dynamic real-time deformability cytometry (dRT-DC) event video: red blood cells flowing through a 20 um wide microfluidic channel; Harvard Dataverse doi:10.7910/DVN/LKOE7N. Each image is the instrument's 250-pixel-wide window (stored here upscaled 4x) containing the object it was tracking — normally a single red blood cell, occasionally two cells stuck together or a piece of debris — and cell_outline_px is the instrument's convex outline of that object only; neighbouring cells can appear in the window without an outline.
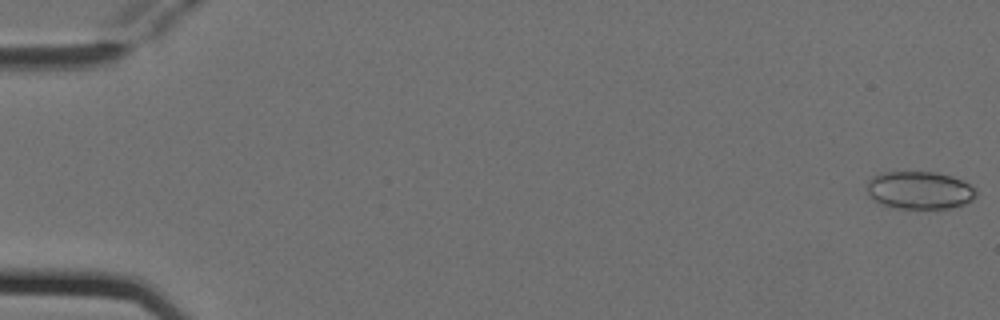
{"species": "Egyptian fruit bat (a non-hibernating species)", "species_latin": "Rousettus aegyptiacus", "temperature_condition": "cold", "stored_images_in_passage": 4, "camera_frame_rate_fps": 3000, "um_per_image_px": 0.085, "animal": {"sex": "female"}, "frame": {"image": 1, "passage_image": 1, "time_ms": 0.0, "image_size_px": [1000, 320], "cell_outline_px": [[976, 196], [972, 200], [964, 204], [948, 208], [896, 208], [880, 204], [872, 200], [868, 192], [868, 180], [872, 176], [880, 172], [936, 172], [952, 176], [964, 180], [976, 192]], "centroid_in_image_um": [78.13, 16.16], "position_along_channel_um": 6.9, "area_um2": 24.04}}